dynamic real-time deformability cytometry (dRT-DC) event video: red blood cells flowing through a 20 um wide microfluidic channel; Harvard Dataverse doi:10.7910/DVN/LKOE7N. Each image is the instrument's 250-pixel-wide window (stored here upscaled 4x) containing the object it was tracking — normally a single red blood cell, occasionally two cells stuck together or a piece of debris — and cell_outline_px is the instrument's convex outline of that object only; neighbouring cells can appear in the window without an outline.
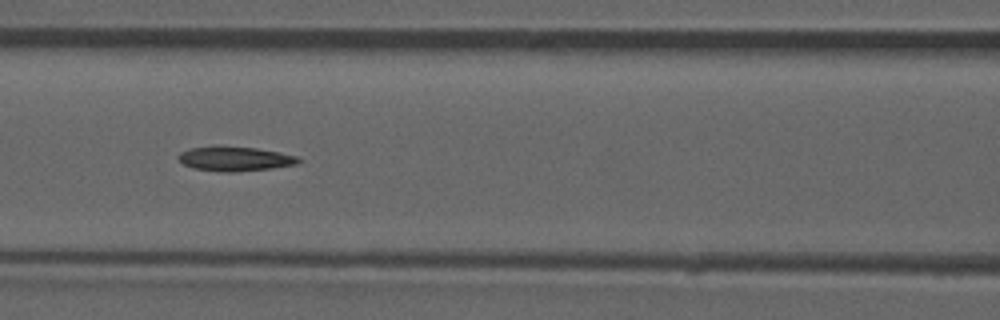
{"species": "common noctule bat (a hibernating species)", "species_latin": "Nyctalus noctula", "temperature_condition": "room temperature", "stored_images_in_passage": 51, "camera_frame_rate_fps": 3000, "um_per_image_px": 0.085, "animal": {"sex": "male", "forearm_length_mm": 52.5}, "frame": {"image": 1, "passage_image": 22, "time_ms": 7.0, "image_size_px": [1000, 320], "cell_outline_px": [[300, 160], [296, 164], [272, 168], [236, 172], [224, 172], [192, 168], [184, 164], [176, 156], [180, 152], [192, 148], [216, 144], [220, 144], [256, 148], [280, 152], [300, 156]], "centroid_in_image_um": [19.95, 13.47], "position_along_channel_um": 146.6, "area_um2": 17.57}}